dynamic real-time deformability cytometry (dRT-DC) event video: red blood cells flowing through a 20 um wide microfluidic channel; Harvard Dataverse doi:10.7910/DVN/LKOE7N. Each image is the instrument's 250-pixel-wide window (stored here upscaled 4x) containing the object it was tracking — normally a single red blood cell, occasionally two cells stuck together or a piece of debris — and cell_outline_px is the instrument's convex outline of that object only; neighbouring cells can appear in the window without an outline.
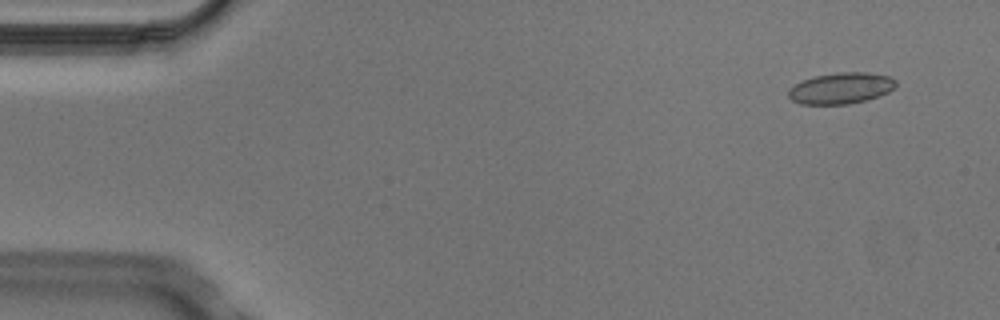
{"species": "Egyptian fruit bat (a non-hibernating species)", "species_latin": "Rousettus aegyptiacus", "temperature_condition": "cold", "stored_images_in_passage": 5, "camera_frame_rate_fps": 3000, "um_per_image_px": 0.085, "animal": {"sex": "male"}, "frame": {"image": 1, "passage_image": 2, "time_ms": 0.333, "image_size_px": [1000, 320], "cell_outline_px": [[896, 84], [888, 92], [868, 100], [848, 104], [800, 104], [792, 100], [788, 96], [788, 88], [804, 80], [816, 76], [840, 72], [868, 72], [888, 76], [896, 80]], "centroid_in_image_um": [71.47, 7.5], "position_along_channel_um": 13.5, "area_um2": 19.42}}